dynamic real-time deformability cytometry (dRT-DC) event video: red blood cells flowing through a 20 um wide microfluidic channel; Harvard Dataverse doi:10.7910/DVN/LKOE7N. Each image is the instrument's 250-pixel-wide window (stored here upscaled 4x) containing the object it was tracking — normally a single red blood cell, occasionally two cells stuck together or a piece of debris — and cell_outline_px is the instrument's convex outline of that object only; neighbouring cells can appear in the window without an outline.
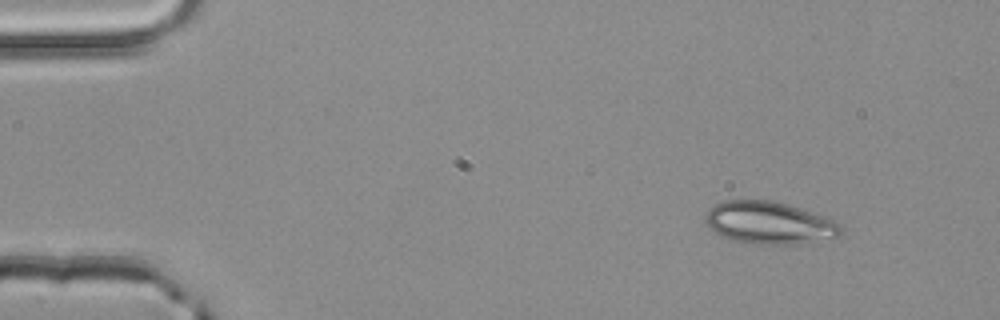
{"species": "common noctule bat (a hibernating species)", "species_latin": "Nyctalus noctula", "temperature_condition": "room temperature", "stored_images_in_passage": 2, "camera_frame_rate_fps": 3000, "um_per_image_px": 0.085, "animal": {"sex": "male", "body_mass_g": 20.4}, "frame": {"image": 1, "passage_image": 1, "time_ms": 0.0, "image_size_px": [1000, 320], "cell_outline_px": [[840, 236], [800, 244], [760, 244], [736, 240], [724, 236], [716, 232], [704, 220], [704, 212], [708, 208], [724, 200], [772, 200], [788, 204], [824, 216], [840, 224]], "centroid_in_image_um": [65.37, 18.92], "position_along_channel_um": 19.6, "area_um2": 33.18}}